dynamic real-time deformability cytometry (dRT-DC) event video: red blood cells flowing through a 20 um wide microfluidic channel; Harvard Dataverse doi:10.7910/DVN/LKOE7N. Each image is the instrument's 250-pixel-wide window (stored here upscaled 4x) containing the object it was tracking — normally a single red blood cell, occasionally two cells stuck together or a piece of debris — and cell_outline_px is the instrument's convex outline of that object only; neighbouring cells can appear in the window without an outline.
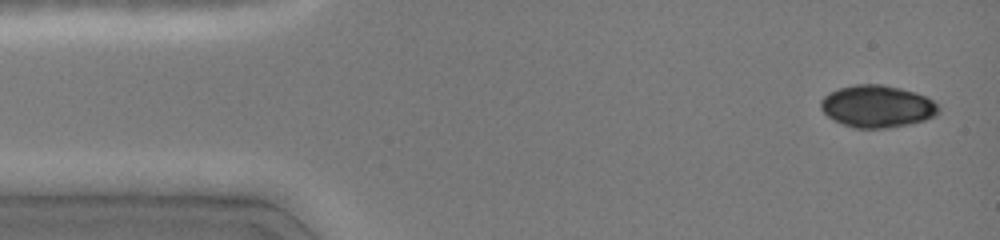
{"species": "common noctule bat (a hibernating species)", "species_latin": "Nyctalus noctula", "temperature_condition": "cold", "stored_images_in_passage": 79, "camera_frame_rate_fps": 3000, "um_per_image_px": 0.085, "animal": {"sex": "female", "body_mass_g": 19.0, "forearm_length_mm": 51.5}, "frame": {"image": 1, "passage_image": 1, "time_ms": 0.0, "image_size_px": [1000, 240], "cell_outline_px": [[940, 112], [936, 116], [924, 120], [908, 124], [888, 128], [856, 128], [832, 120], [820, 108], [820, 100], [828, 92], [840, 88], [856, 84], [880, 84], [900, 88], [916, 92], [932, 100], [940, 108]], "centroid_in_image_um": [74.55, 9.04], "position_along_channel_um": 10.4, "area_um2": 29.02}}
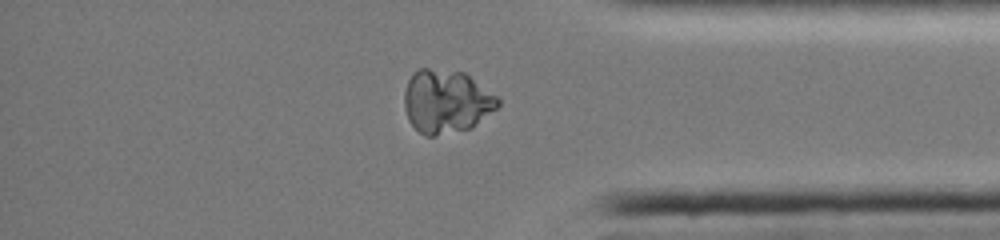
{"frame": {"image": 2, "passage_image": 68, "time_ms": 12.0, "image_size_px": [1000, 240], "cell_outline_px": [[500, 104], [496, 108], [472, 128], [432, 136], [424, 136], [408, 120], [404, 108], [404, 92], [408, 80], [412, 72], [416, 68], [428, 68], [464, 72], [496, 96], [500, 100]], "centroid_in_image_um": [37.9, 8.61], "position_along_channel_um": 397.3, "area_um2": 34.56}}